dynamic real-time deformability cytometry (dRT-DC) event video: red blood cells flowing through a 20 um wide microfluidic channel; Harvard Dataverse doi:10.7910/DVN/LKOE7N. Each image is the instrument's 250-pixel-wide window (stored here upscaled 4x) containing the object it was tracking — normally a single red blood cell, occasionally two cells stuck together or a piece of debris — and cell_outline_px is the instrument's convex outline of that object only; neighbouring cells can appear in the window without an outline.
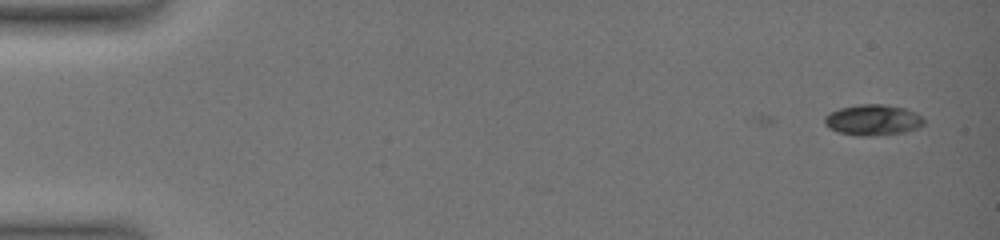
{"species": "common noctule bat (a hibernating species)", "species_latin": "Nyctalus noctula", "temperature_condition": "warm", "stored_images_in_passage": 6, "camera_frame_rate_fps": 3000, "um_per_image_px": 0.085, "animal": {"sex": "female", "body_mass_g": 19.0, "forearm_length_mm": 51.5}, "frame": {"image": 1, "passage_image": 6, "time_ms": 2.0, "image_size_px": [1000, 240], "cell_outline_px": [[924, 124], [920, 128], [904, 132], [872, 136], [860, 136], [836, 132], [828, 128], [824, 124], [824, 116], [840, 108], [860, 104], [884, 104], [904, 108], [916, 112], [924, 120]], "centroid_in_image_um": [74.19, 10.21], "position_along_channel_um": 10.8, "area_um2": 17.98}}